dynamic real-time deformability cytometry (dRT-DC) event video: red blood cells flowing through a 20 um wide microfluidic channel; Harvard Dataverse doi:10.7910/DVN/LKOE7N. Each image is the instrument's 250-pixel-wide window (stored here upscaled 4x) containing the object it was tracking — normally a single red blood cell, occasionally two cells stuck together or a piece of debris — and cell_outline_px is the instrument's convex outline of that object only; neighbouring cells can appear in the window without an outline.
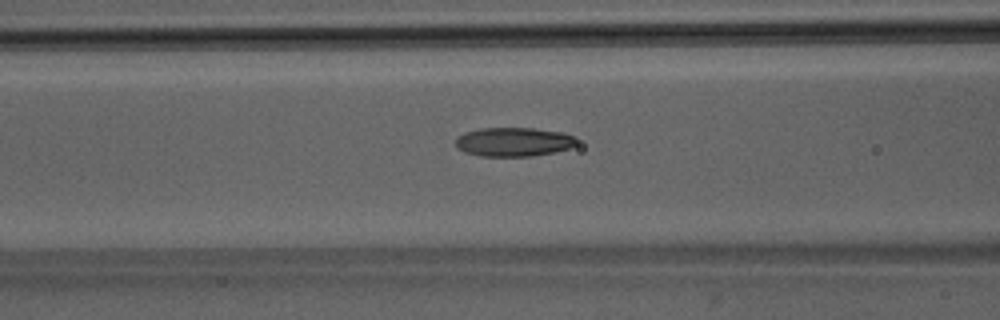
{"species": "Egyptian fruit bat (a non-hibernating species)", "species_latin": "Rousettus aegyptiacus", "temperature_condition": "room temperature", "stored_images_in_passage": 39, "camera_frame_rate_fps": 3000, "um_per_image_px": 0.085, "animal": {"sex": "male"}, "frame": {"image": 1, "passage_image": 9, "time_ms": 2.667, "image_size_px": [1000, 320], "cell_outline_px": [[576, 144], [568, 148], [552, 152], [532, 156], [480, 156], [464, 152], [456, 148], [456, 136], [464, 132], [480, 128], [532, 128], [564, 132], [576, 136]], "centroid_in_image_um": [43.62, 12.05], "position_along_channel_um": 123.0, "area_um2": 20.58}}
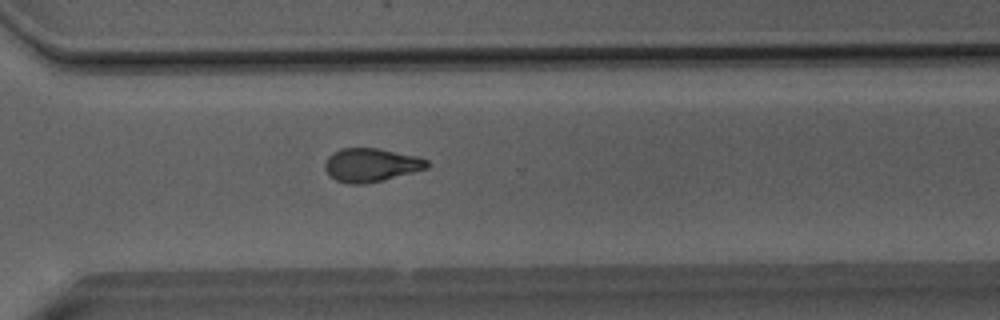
{"frame": {"image": 2, "passage_image": 25, "time_ms": 8.0, "image_size_px": [1000, 320], "cell_outline_px": [[432, 164], [428, 168], [364, 184], [348, 184], [336, 180], [324, 168], [324, 164], [328, 156], [332, 152], [344, 148], [376, 148], [416, 156], [428, 160]], "centroid_in_image_um": [31.53, 14.01], "position_along_channel_um": 339.1, "area_um2": 19.71}}
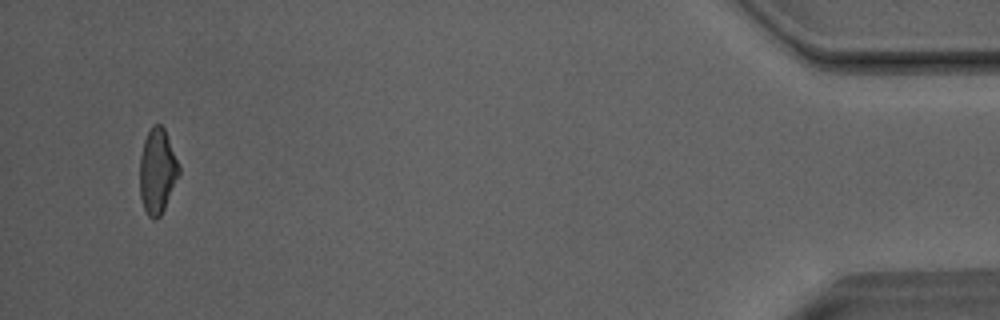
{"frame": {"image": 3, "passage_image": 37, "time_ms": 12.0, "image_size_px": [1000, 320], "cell_outline_px": [[180, 176], [160, 216], [156, 220], [152, 220], [148, 216], [144, 208], [140, 196], [140, 156], [144, 140], [152, 124], [160, 124], [164, 128], [180, 168]], "centroid_in_image_um": [13.37, 14.57], "position_along_channel_um": 421.8, "area_um2": 19.42}, "authors_computed_cell_mechanics": {"area_um2": 19.8832, "velocity_mm_per_s": 4.0596, "shape_relaxation_time_tau1_ms": 7.0935, "shape_relaxation_time_tau2_ms": 2.6259, "deformation_change_tau1": 0.1801, "deformation_change_tau2": 0.0949}}